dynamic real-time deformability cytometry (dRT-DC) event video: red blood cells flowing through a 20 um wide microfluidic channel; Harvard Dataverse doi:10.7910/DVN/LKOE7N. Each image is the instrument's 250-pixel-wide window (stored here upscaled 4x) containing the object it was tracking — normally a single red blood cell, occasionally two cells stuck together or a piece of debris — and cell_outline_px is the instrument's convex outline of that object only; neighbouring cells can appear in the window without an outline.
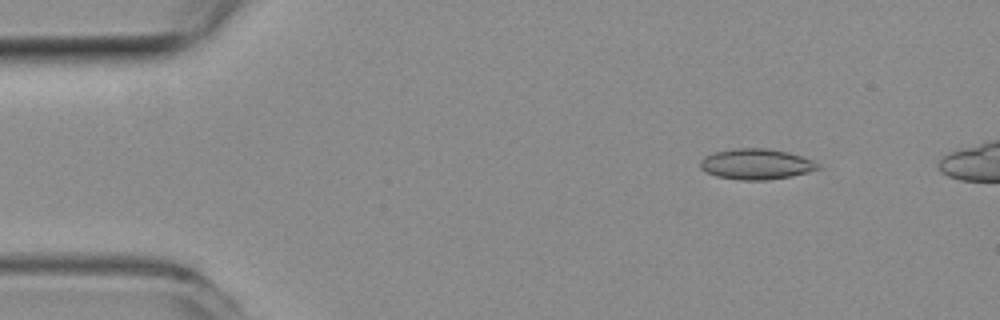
{"species": "common noctule bat (a hibernating species)", "species_latin": "Nyctalus noctula", "temperature_condition": "room temperature", "stored_images_in_passage": 22, "camera_frame_rate_fps": 3000, "um_per_image_px": 0.085, "animal": {"sex": "female", "body_mass_g": 19.3, "forearm_length_mm": 54.1}, "frame": {"image": 1, "passage_image": 7, "time_ms": 2.0, "image_size_px": [1000, 320], "cell_outline_px": [[820, 168], [808, 172], [792, 176], [768, 180], [740, 180], [716, 176], [704, 172], [700, 168], [700, 160], [704, 156], [716, 152], [736, 148], [768, 148], [788, 152], [812, 160], [820, 164]], "centroid_in_image_um": [64.26, 13.95], "position_along_channel_um": 20.7, "area_um2": 21.1}}
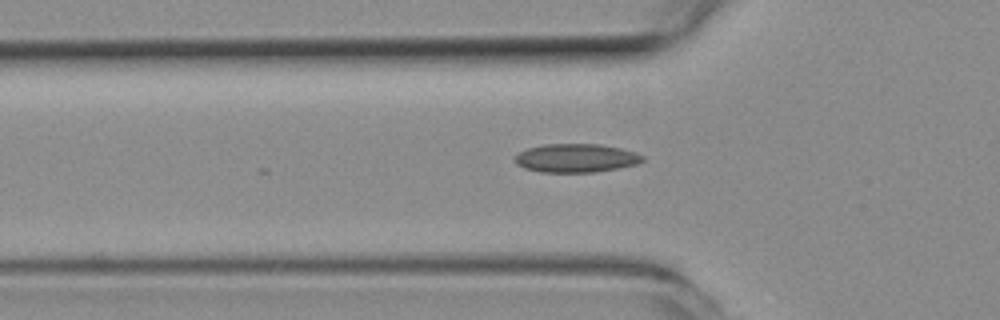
{"frame": {"image": 2, "passage_image": 18, "time_ms": 5.667, "image_size_px": [1000, 320], "cell_outline_px": [[644, 160], [636, 164], [620, 168], [596, 172], [540, 172], [524, 168], [516, 164], [516, 156], [520, 152], [528, 148], [544, 144], [600, 144], [620, 148], [636, 152], [644, 156]], "centroid_in_image_um": [48.99, 13.44], "position_along_channel_um": 76.8, "area_um2": 21.27}}
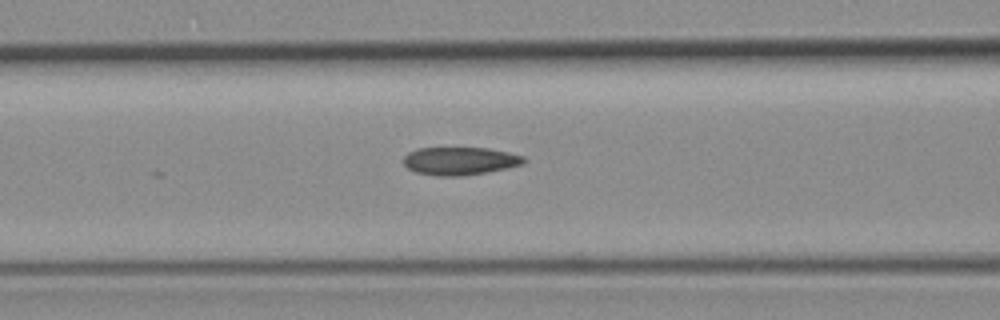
{"frame": {"image": 3, "passage_image": 22, "time_ms": 7.0, "image_size_px": [1000, 320], "cell_outline_px": [[528, 160], [524, 164], [488, 172], [464, 176], [436, 176], [416, 172], [408, 168], [404, 164], [404, 156], [408, 152], [416, 148], [488, 148], [508, 152], [524, 156]], "centroid_in_image_um": [39.11, 13.68], "position_along_channel_um": 127.5, "area_um2": 19.77}}